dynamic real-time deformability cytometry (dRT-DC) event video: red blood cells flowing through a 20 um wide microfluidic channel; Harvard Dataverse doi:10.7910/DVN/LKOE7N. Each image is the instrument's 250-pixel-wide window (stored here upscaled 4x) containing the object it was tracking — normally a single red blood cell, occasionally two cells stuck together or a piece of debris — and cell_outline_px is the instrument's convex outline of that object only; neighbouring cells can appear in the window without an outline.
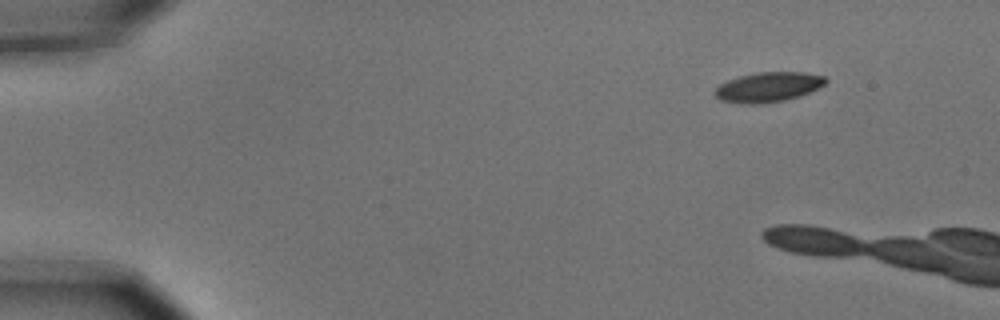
{"species": "common noctule bat (a hibernating species)", "species_latin": "Nyctalus noctula", "temperature_condition": "cold", "stored_images_in_passage": 3, "camera_frame_rate_fps": 3000, "um_per_image_px": 0.085, "animal": {"sex": "male", "body_mass_g": 15.6}, "frame": {"image": 1, "passage_image": 1, "time_ms": 0.0, "image_size_px": [1000, 320], "cell_outline_px": [[828, 80], [824, 84], [800, 96], [784, 100], [760, 104], [748, 104], [720, 100], [712, 92], [720, 84], [728, 80], [740, 76], [756, 72], [804, 72], [824, 76]], "centroid_in_image_um": [65.27, 7.39], "position_along_channel_um": 19.7, "area_um2": 19.13}}